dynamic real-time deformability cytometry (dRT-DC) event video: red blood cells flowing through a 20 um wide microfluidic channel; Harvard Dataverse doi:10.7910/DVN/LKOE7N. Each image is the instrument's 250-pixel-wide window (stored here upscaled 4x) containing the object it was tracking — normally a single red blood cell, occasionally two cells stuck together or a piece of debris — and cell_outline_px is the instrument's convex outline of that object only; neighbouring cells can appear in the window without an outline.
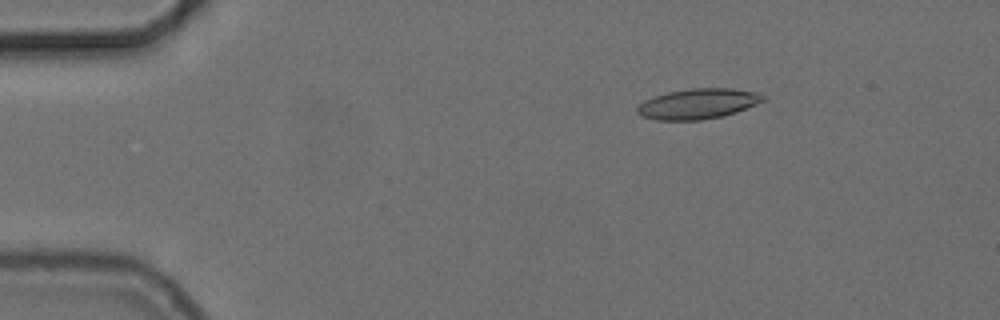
{"species": "common noctule bat (a hibernating species)", "species_latin": "Nyctalus noctula", "temperature_condition": "cold", "stored_images_in_passage": 55, "camera_frame_rate_fps": 3000, "um_per_image_px": 0.085, "animal": {"sex": "female", "body_mass_g": 24.6, "forearm_length_mm": 56.2}, "frame": {"image": 1, "passage_image": 9, "time_ms": 2.667, "image_size_px": [1000, 320], "cell_outline_px": [[764, 100], [756, 104], [736, 112], [724, 116], [700, 120], [656, 120], [644, 116], [636, 112], [636, 108], [644, 100], [668, 92], [692, 88], [732, 88], [756, 92], [764, 96]], "centroid_in_image_um": [59.32, 8.82], "position_along_channel_um": 25.7, "area_um2": 22.08}}
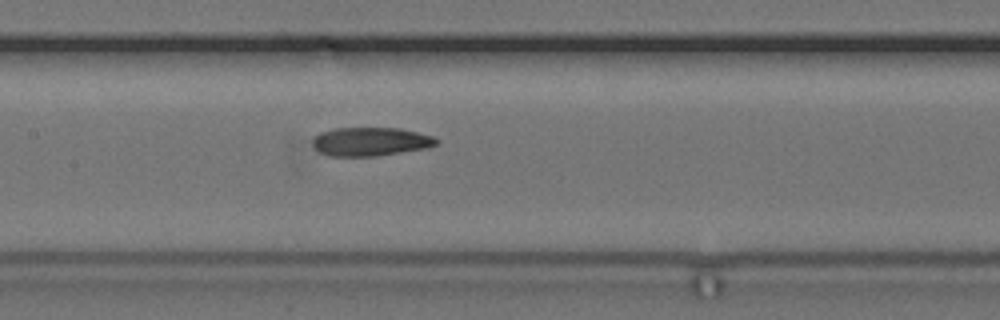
{"frame": {"image": 2, "passage_image": 27, "time_ms": 8.667, "image_size_px": [1000, 320], "cell_outline_px": [[440, 140], [436, 144], [428, 148], [376, 156], [328, 156], [320, 152], [312, 144], [312, 140], [320, 132], [336, 128], [400, 128], [432, 136]], "centroid_in_image_um": [31.5, 12.04], "position_along_channel_um": 175.9, "area_um2": 20.63}}
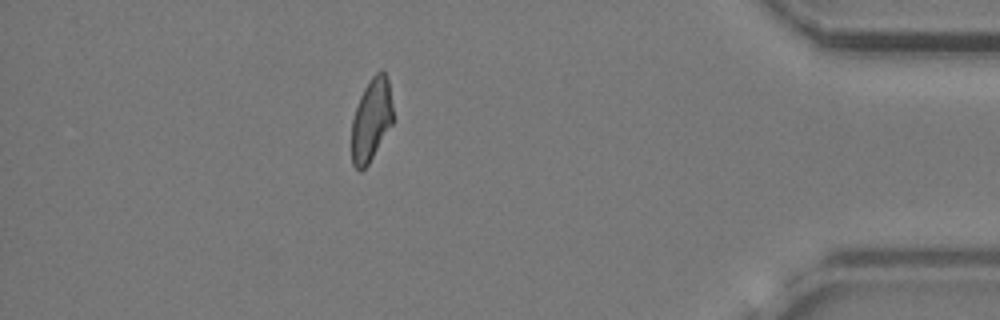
{"frame": {"image": 3, "passage_image": 49, "time_ms": 16.0, "image_size_px": [1000, 320], "cell_outline_px": [[392, 124], [368, 164], [360, 172], [352, 164], [352, 120], [360, 96], [368, 80], [376, 72], [384, 72], [388, 80], [392, 108]], "centroid_in_image_um": [31.54, 10.19], "position_along_channel_um": 403.7, "area_um2": 19.59}, "authors_computed_cell_mechanics": {"area_um2": 21.3282, "velocity_mm_per_s": 3.7104, "shape_relaxation_time_tau1_ms": null, "shape_relaxation_time_tau2_ms": 6.7432, "deformation_change_tau1": null, "deformation_change_tau2": 0.1559}}